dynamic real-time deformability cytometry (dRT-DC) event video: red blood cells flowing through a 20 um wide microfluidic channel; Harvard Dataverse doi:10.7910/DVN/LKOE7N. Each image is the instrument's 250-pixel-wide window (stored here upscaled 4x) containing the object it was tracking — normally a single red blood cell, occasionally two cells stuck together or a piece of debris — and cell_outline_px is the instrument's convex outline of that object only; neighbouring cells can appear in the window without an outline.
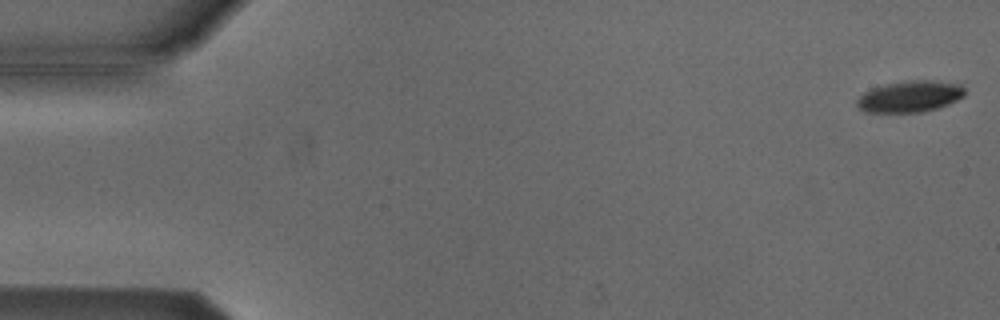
{"species": "Egyptian fruit bat (a non-hibernating species)", "species_latin": "Rousettus aegyptiacus", "temperature_condition": "cold", "stored_images_in_passage": 51, "camera_frame_rate_fps": 3000, "um_per_image_px": 0.085, "animal": {"sex": "male"}, "frame": {"image": 1, "passage_image": 1, "time_ms": 0.0, "image_size_px": [1000, 320], "cell_outline_px": [[964, 96], [948, 104], [936, 108], [920, 112], [864, 112], [856, 104], [856, 100], [864, 92], [872, 88], [888, 84], [908, 80], [932, 80], [960, 84], [964, 88]], "centroid_in_image_um": [77.33, 8.2], "position_along_channel_um": 7.7, "area_um2": 19.54}}
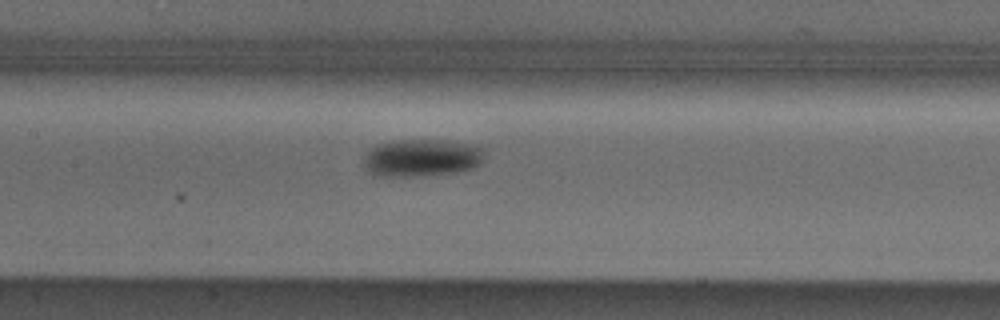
{"frame": {"image": 2, "passage_image": 25, "time_ms": 8.0, "image_size_px": [1000, 320], "cell_outline_px": [[484, 148], [480, 164], [472, 168], [452, 172], [412, 176], [372, 176], [364, 168], [364, 156], [376, 144], [392, 140], [448, 140], [480, 144]], "centroid_in_image_um": [35.83, 13.39], "position_along_channel_um": 171.6, "area_um2": 26.65}}
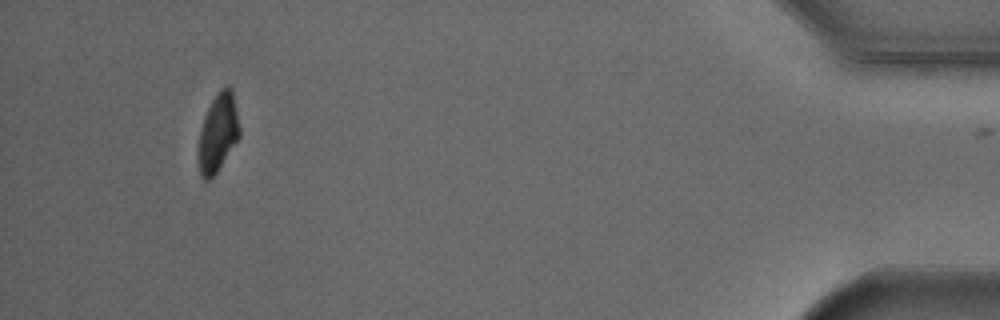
{"frame": {"image": 3, "passage_image": 50, "time_ms": 16.333, "image_size_px": [1000, 320], "cell_outline_px": [[240, 136], [216, 172], [208, 180], [204, 180], [200, 176], [196, 160], [200, 132], [204, 116], [216, 92], [220, 88], [228, 84], [232, 88], [240, 128]], "centroid_in_image_um": [18.51, 11.27], "position_along_channel_um": 416.7, "area_um2": 18.96}, "authors_computed_cell_mechanics": {"area_um2": 21.7328, "velocity_mm_per_s": 3.8369, "shape_relaxation_time_tau1_ms": 2.2808, "shape_relaxation_time_tau2_ms": null, "deformation_change_tau1": 0.0902, "deformation_change_tau2": null}}